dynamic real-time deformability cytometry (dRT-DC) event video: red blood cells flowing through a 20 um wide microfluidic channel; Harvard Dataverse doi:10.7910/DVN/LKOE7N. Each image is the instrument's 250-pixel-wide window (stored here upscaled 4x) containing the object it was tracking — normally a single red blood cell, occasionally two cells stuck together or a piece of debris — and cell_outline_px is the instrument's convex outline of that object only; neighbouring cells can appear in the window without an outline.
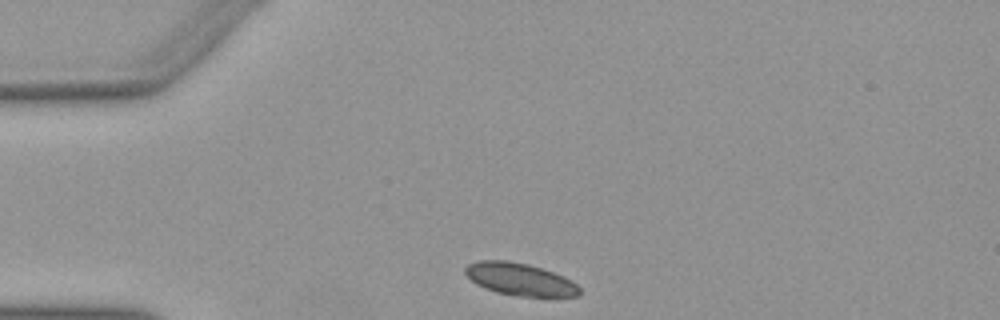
{"species": "Egyptian fruit bat (a non-hibernating species)", "species_latin": "Rousettus aegyptiacus", "temperature_condition": "warm", "stored_images_in_passage": 30, "camera_frame_rate_fps": 3000, "um_per_image_px": 0.085, "animal": {"sex": "female"}, "frame": {"image": 1, "passage_image": 1, "time_ms": 0.0, "image_size_px": [1000, 320], "cell_outline_px": [[580, 292], [576, 296], [516, 296], [496, 292], [484, 288], [476, 284], [464, 272], [464, 268], [468, 264], [476, 260], [508, 260], [528, 264], [564, 276], [572, 280], [580, 288]], "centroid_in_image_um": [44.16, 23.73], "position_along_channel_um": 40.8, "area_um2": 21.56}}
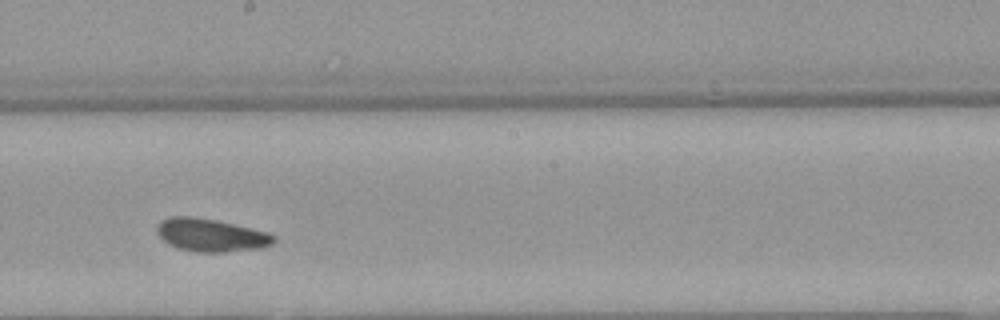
{"frame": {"image": 2, "passage_image": 18, "time_ms": 5.667, "image_size_px": [1000, 320], "cell_outline_px": [[276, 240], [272, 244], [260, 248], [224, 252], [196, 252], [176, 248], [168, 244], [156, 232], [156, 228], [160, 220], [172, 216], [192, 216], [216, 220], [268, 232], [276, 236]], "centroid_in_image_um": [17.91, 19.98], "position_along_channel_um": 230.3, "area_um2": 22.48}}
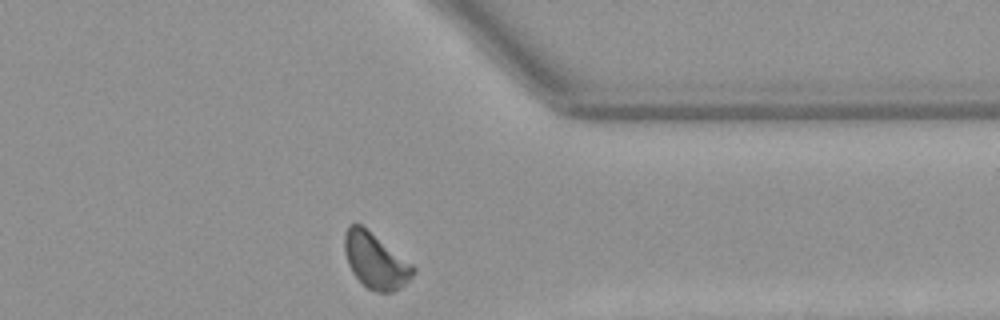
{"frame": {"image": 3, "passage_image": 30, "time_ms": 9.667, "image_size_px": [1000, 320], "cell_outline_px": [[416, 272], [404, 284], [392, 292], [376, 292], [368, 288], [352, 272], [348, 264], [344, 252], [344, 236], [348, 228], [352, 224], [360, 224], [412, 264], [416, 268]], "centroid_in_image_um": [31.9, 22.18], "position_along_channel_um": 379.5, "area_um2": 21.62}, "authors_computed_cell_mechanics": {"area_um2": 22.0796, "velocity_mm_per_s": 3.8972, "shape_relaxation_time_tau1_ms": 3.926, "shape_relaxation_time_tau2_ms": 4.6567, "deformation_change_tau1": 0.0916, "deformation_change_tau2": 0.0571}}